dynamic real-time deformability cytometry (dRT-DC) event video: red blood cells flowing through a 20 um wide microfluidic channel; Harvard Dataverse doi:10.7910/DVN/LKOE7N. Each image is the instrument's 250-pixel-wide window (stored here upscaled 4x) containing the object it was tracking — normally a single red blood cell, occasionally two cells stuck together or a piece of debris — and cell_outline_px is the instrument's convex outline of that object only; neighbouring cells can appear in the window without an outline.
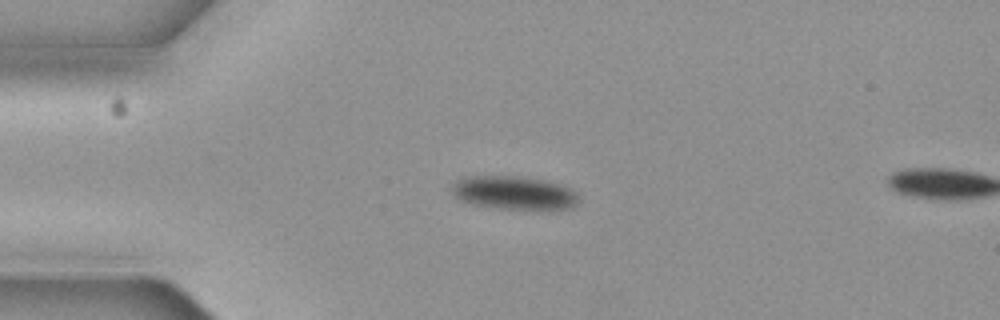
{"species": "common noctule bat (a hibernating species)", "species_latin": "Nyctalus noctula", "temperature_condition": "cold", "stored_images_in_passage": 5, "camera_frame_rate_fps": 3000, "um_per_image_px": 0.085, "animal": {"sex": "female", "body_mass_g": 19.3, "forearm_length_mm": 54.1}, "frame": {"image": 1, "passage_image": 3, "time_ms": 0.667, "image_size_px": [1000, 320], "cell_outline_px": [[576, 204], [572, 208], [504, 208], [472, 204], [456, 196], [452, 192], [452, 188], [456, 180], [472, 176], [520, 176], [544, 180], [560, 184], [572, 188], [576, 192]], "centroid_in_image_um": [43.71, 16.36], "position_along_channel_um": 41.3, "area_um2": 24.04}}